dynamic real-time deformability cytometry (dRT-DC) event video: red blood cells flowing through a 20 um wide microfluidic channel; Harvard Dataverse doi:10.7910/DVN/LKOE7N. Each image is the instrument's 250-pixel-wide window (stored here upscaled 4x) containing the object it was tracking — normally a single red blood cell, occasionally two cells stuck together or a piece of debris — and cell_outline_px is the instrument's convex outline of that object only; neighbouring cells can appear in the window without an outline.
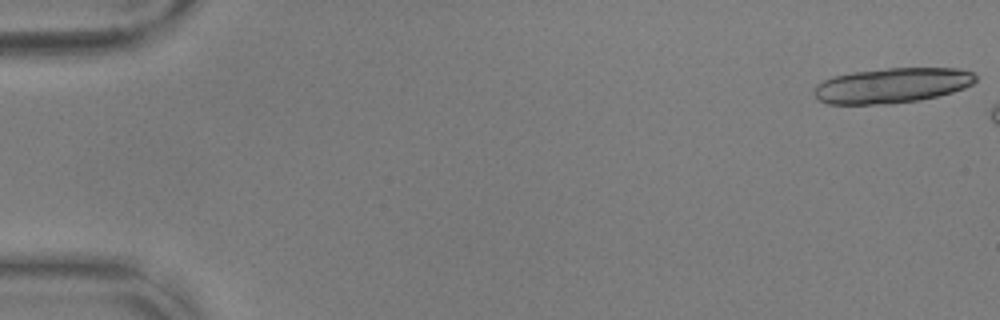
{"species": "common noctule bat (a hibernating species)", "species_latin": "Nyctalus noctula", "temperature_condition": "warm", "stored_images_in_passage": 7, "camera_frame_rate_fps": 3000, "um_per_image_px": 0.085, "animal": {"sex": "male", "body_mass_g": 17.9, "forearm_length_mm": 54.2}, "frame": {"image": 1, "passage_image": 1, "time_ms": 0.0, "image_size_px": [1000, 320], "cell_outline_px": [[976, 80], [972, 84], [964, 88], [952, 92], [920, 100], [892, 104], [828, 104], [816, 100], [812, 92], [816, 84], [832, 76], [856, 72], [888, 68], [960, 68], [972, 72], [976, 76]], "centroid_in_image_um": [75.79, 7.27], "position_along_channel_um": 9.2, "area_um2": 33.29}}